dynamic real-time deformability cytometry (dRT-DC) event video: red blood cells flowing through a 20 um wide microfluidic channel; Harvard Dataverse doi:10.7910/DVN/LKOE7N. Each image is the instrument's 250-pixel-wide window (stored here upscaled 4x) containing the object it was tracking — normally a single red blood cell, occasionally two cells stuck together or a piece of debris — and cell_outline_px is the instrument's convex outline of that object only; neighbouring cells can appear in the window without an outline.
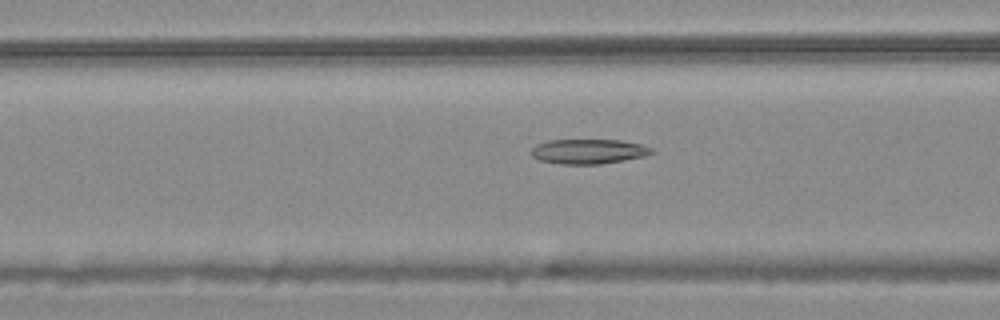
{"species": "common noctule bat (a hibernating species)", "species_latin": "Nyctalus noctula", "temperature_condition": "warm", "stored_images_in_passage": 54, "camera_frame_rate_fps": 3000, "um_per_image_px": 0.085, "animal": {"sex": "male", "body_mass_g": 20.4}, "frame": {"image": 1, "passage_image": 21, "time_ms": 6.667, "image_size_px": [1000, 320], "cell_outline_px": [[656, 152], [644, 156], [624, 160], [600, 164], [560, 164], [540, 160], [532, 156], [532, 148], [536, 144], [548, 140], [620, 140], [640, 144], [652, 148]], "centroid_in_image_um": [50.03, 12.87], "position_along_channel_um": 116.6, "area_um2": 17.34}}
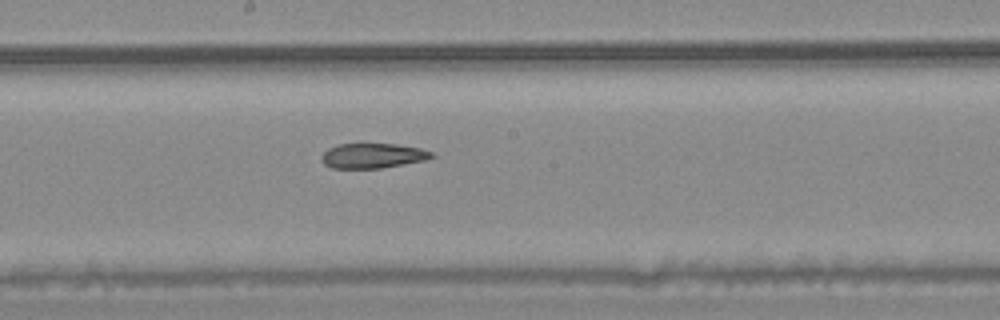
{"frame": {"image": 2, "passage_image": 29, "time_ms": 9.333, "image_size_px": [1000, 320], "cell_outline_px": [[436, 156], [424, 160], [380, 168], [332, 168], [324, 164], [320, 160], [320, 156], [328, 148], [336, 144], [360, 140], [396, 144], [420, 148], [436, 152]], "centroid_in_image_um": [31.64, 13.17], "position_along_channel_um": 216.6, "area_um2": 16.94}}
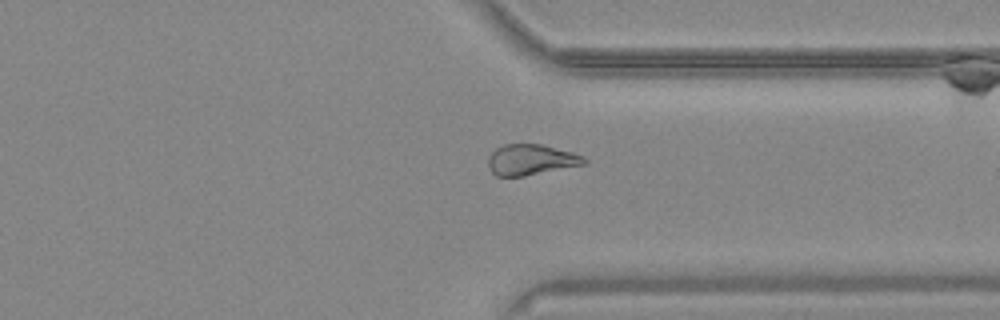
{"frame": {"image": 3, "passage_image": 41, "time_ms": 13.333, "image_size_px": [1000, 320], "cell_outline_px": [[588, 164], [524, 176], [496, 176], [488, 168], [488, 156], [496, 148], [504, 144], [540, 144], [572, 152], [584, 156], [588, 160]], "centroid_in_image_um": [45.15, 13.58], "position_along_channel_um": 366.3, "area_um2": 17.34}, "authors_computed_cell_mechanics": {"area_um2": 18.9873, "velocity_mm_per_s": 3.7448, "shape_relaxation_time_tau1_ms": null, "shape_relaxation_time_tau2_ms": 5.559, "deformation_change_tau1": null, "deformation_change_tau2": 0.1358}}